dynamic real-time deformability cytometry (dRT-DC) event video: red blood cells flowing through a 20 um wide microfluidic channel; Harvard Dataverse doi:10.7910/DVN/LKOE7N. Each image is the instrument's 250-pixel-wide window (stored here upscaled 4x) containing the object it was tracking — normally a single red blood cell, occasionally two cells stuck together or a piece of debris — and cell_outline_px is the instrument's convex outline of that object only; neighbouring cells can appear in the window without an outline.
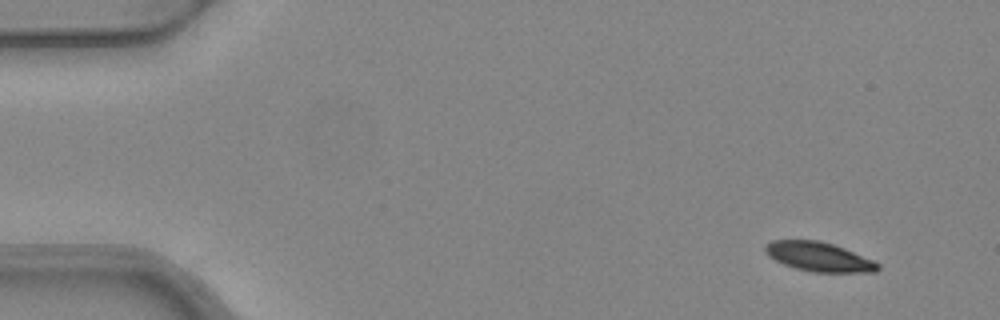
{"species": "common noctule bat (a hibernating species)", "species_latin": "Nyctalus noctula", "temperature_condition": "warm", "stored_images_in_passage": 4, "camera_frame_rate_fps": 3000, "um_per_image_px": 0.085, "animal": {"sex": "female", "body_mass_g": 24.6, "forearm_length_mm": 56.2}, "frame": {"image": 1, "passage_image": 1, "time_ms": 0.0, "image_size_px": [1000, 320], "cell_outline_px": [[880, 268], [876, 272], [812, 272], [796, 268], [784, 264], [768, 256], [764, 252], [764, 244], [772, 240], [820, 240], [844, 248], [872, 260], [880, 264]], "centroid_in_image_um": [69.57, 21.82], "position_along_channel_um": 15.4, "area_um2": 19.19}}
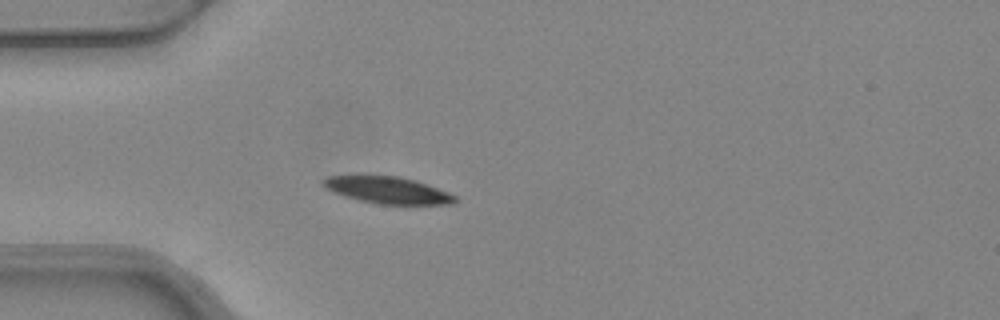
{"frame": {"image": 2, "passage_image": 4, "time_ms": 1.0, "image_size_px": [1000, 320], "cell_outline_px": [[460, 200], [456, 204], [376, 204], [344, 196], [332, 192], [324, 188], [320, 184], [320, 180], [328, 176], [400, 176], [416, 180], [448, 192], [456, 196]], "centroid_in_image_um": [32.95, 16.17], "position_along_channel_um": 52.1, "area_um2": 20.81}}